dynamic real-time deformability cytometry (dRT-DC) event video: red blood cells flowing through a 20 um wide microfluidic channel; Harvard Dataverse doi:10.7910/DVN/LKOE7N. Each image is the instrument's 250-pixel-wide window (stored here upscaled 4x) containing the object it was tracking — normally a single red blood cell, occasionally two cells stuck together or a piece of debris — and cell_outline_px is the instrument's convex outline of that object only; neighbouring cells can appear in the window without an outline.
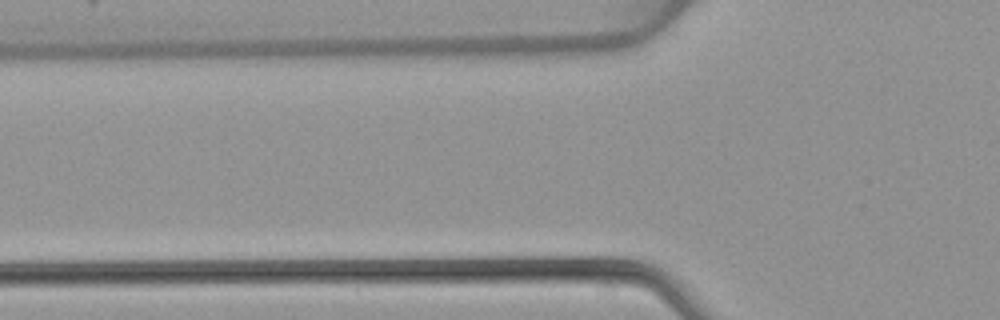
{"species": "common noctule bat (a hibernating species)", "species_latin": "Nyctalus noctula", "temperature_condition": "warm", "stored_images_in_passage": 2, "camera_frame_rate_fps": 3000, "um_per_image_px": 0.085, "animal": {"sex": "female", "body_mass_g": 22.7, "forearm_length_mm": 54.2}, "frame": {"image": 1, "passage_image": 2, "time_ms": 0.333, "image_size_px": [1000, 320], "cell_outline_px": [[476, 280], [364, 280], [372, 264], [416, 260], [464, 264]], "centroid_in_image_um": [35.6, 23.06], "position_along_channel_um": 90.2, "area_um2": 13.12}}